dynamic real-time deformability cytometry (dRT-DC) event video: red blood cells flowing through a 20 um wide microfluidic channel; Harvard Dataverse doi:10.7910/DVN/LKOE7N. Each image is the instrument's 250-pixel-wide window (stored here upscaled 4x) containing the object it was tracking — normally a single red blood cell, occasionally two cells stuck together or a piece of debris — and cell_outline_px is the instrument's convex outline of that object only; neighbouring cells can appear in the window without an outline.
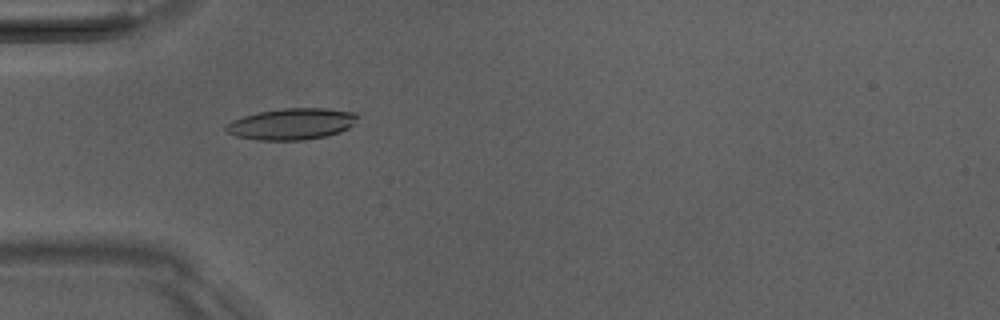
{"species": "Egyptian fruit bat (a non-hibernating species)", "species_latin": "Rousettus aegyptiacus", "temperature_condition": "room temperature", "stored_images_in_passage": 39, "camera_frame_rate_fps": 3000, "um_per_image_px": 0.085, "animal": {"sex": "male"}, "frame": {"image": 1, "passage_image": 4, "time_ms": 1.0, "image_size_px": [1000, 320], "cell_outline_px": [[360, 116], [356, 124], [340, 132], [324, 136], [304, 140], [260, 140], [236, 136], [228, 132], [224, 128], [232, 120], [244, 116], [260, 112], [284, 108], [324, 108], [356, 112]], "centroid_in_image_um": [24.86, 10.53], "position_along_channel_um": 60.1, "area_um2": 24.04}}
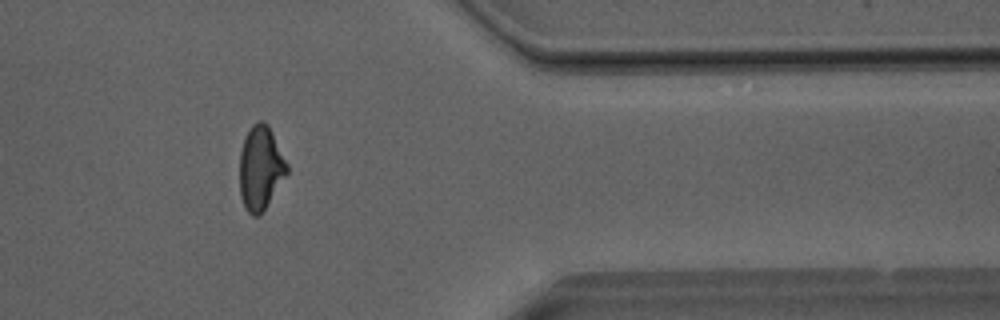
{"frame": {"image": 2, "passage_image": 30, "time_ms": 9.667, "image_size_px": [1000, 320], "cell_outline_px": [[288, 172], [264, 208], [256, 216], [252, 216], [244, 208], [240, 196], [240, 152], [244, 140], [252, 124], [260, 120], [264, 120], [268, 124], [288, 164]], "centroid_in_image_um": [22.14, 14.25], "position_along_channel_um": 389.3, "area_um2": 22.83}}
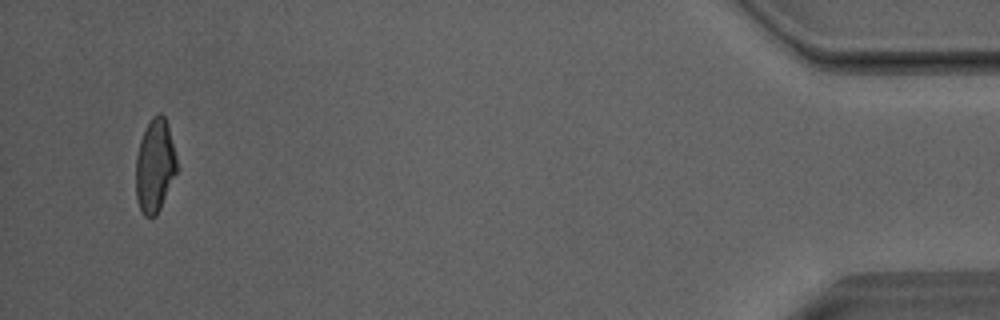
{"frame": {"image": 3, "passage_image": 37, "time_ms": 12.0, "image_size_px": [1000, 320], "cell_outline_px": [[176, 172], [160, 208], [156, 216], [144, 216], [136, 200], [136, 156], [140, 140], [152, 116], [160, 112], [164, 116], [168, 124], [176, 156]], "centroid_in_image_um": [13.15, 14.07], "position_along_channel_um": 422.1, "area_um2": 22.02}, "authors_computed_cell_mechanics": {"area_um2": 23.12, "velocity_mm_per_s": 4.05, "shape_relaxation_time_tau1_ms": 5.1754, "shape_relaxation_time_tau2_ms": 1.4622, "deformation_change_tau1": 0.1665, "deformation_change_tau2": 0.084}}